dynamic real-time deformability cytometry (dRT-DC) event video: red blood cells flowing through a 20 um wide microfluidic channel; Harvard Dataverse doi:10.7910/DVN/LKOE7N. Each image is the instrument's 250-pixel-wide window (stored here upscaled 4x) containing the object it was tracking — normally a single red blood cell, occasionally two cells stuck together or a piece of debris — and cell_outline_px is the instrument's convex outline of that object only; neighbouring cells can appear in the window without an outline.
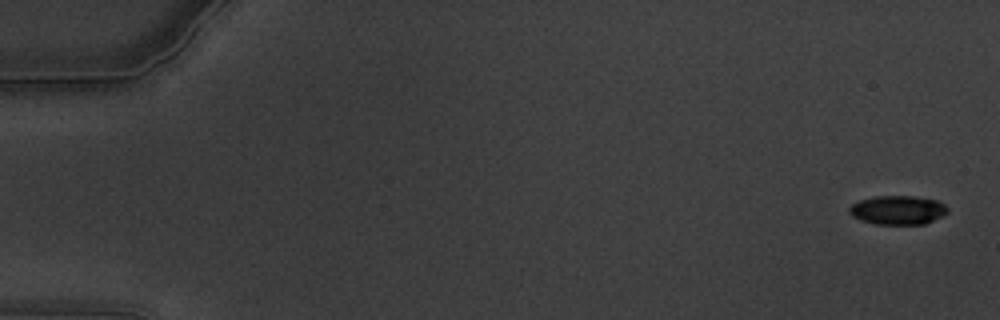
{"species": "common noctule bat (a hibernating species)", "species_latin": "Nyctalus noctula", "temperature_condition": "warm", "stored_images_in_passage": 61, "camera_frame_rate_fps": 3000, "um_per_image_px": 0.085, "animal": {"sex": "male", "body_mass_g": 19.5, "forearm_length_mm": 54.6}, "frame": {"image": 1, "passage_image": 2, "time_ms": 0.333, "image_size_px": [1000, 320], "cell_outline_px": [[948, 212], [924, 224], [876, 224], [860, 220], [852, 216], [848, 212], [848, 208], [852, 204], [860, 200], [872, 196], [912, 196], [936, 200], [944, 204], [948, 208]], "centroid_in_image_um": [76.27, 17.85], "position_along_channel_um": 8.7, "area_um2": 16.53}}
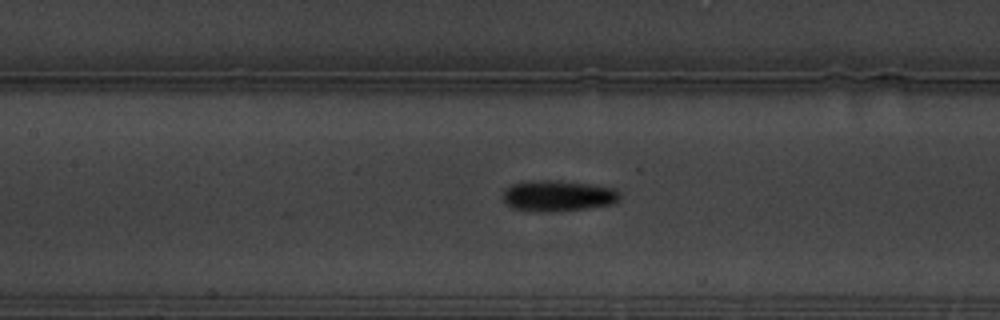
{"frame": {"image": 2, "passage_image": 29, "time_ms": 9.333, "image_size_px": [1000, 320], "cell_outline_px": [[620, 196], [612, 204], [588, 208], [544, 212], [532, 212], [512, 208], [504, 200], [504, 188], [512, 184], [528, 180], [556, 180], [592, 184], [616, 188], [620, 192]], "centroid_in_image_um": [47.41, 16.63], "position_along_channel_um": 160.0, "area_um2": 21.27}}
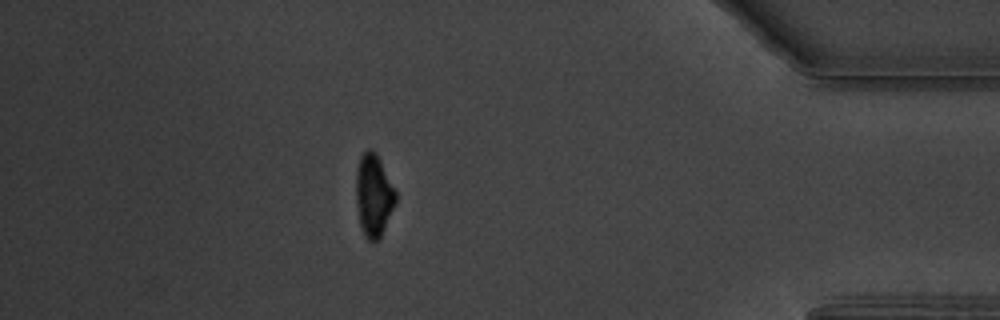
{"frame": {"image": 3, "passage_image": 54, "time_ms": 17.667, "image_size_px": [1000, 320], "cell_outline_px": [[396, 200], [380, 240], [368, 240], [364, 236], [360, 224], [356, 204], [356, 168], [360, 156], [368, 148], [372, 148], [376, 152], [396, 192]], "centroid_in_image_um": [31.74, 16.59], "position_along_channel_um": 403.5, "area_um2": 19.02}, "authors_computed_cell_mechanics": {"area_um2": 19.1896, "velocity_mm_per_s": 3.394, "shape_relaxation_time_tau1_ms": 3.9256, "shape_relaxation_time_tau2_ms": 6.5682, "deformation_change_tau1": 0.1551, "deformation_change_tau2": 0.1183}}